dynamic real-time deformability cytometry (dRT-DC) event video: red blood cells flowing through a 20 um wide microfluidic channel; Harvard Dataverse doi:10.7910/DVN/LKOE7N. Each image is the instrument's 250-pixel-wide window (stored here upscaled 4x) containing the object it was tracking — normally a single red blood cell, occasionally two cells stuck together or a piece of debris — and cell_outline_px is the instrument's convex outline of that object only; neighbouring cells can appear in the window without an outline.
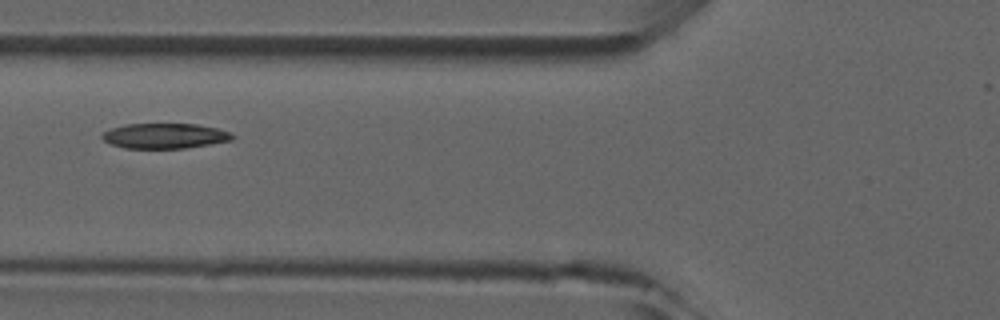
{"species": "common noctule bat (a hibernating species)", "species_latin": "Nyctalus noctula", "temperature_condition": "room temperature", "stored_images_in_passage": 3, "camera_frame_rate_fps": 3000, "um_per_image_px": 0.085, "animal": {"sex": "male", "forearm_length_mm": 52.5}, "frame": {"image": 1, "passage_image": 3, "time_ms": 2.333, "image_size_px": [1000, 320], "cell_outline_px": [[236, 136], [232, 140], [184, 148], [124, 148], [112, 144], [104, 140], [100, 136], [104, 132], [112, 128], [124, 124], [196, 124], [216, 128], [232, 132]], "centroid_in_image_um": [14.02, 11.54], "position_along_channel_um": 111.8, "area_um2": 19.02}}